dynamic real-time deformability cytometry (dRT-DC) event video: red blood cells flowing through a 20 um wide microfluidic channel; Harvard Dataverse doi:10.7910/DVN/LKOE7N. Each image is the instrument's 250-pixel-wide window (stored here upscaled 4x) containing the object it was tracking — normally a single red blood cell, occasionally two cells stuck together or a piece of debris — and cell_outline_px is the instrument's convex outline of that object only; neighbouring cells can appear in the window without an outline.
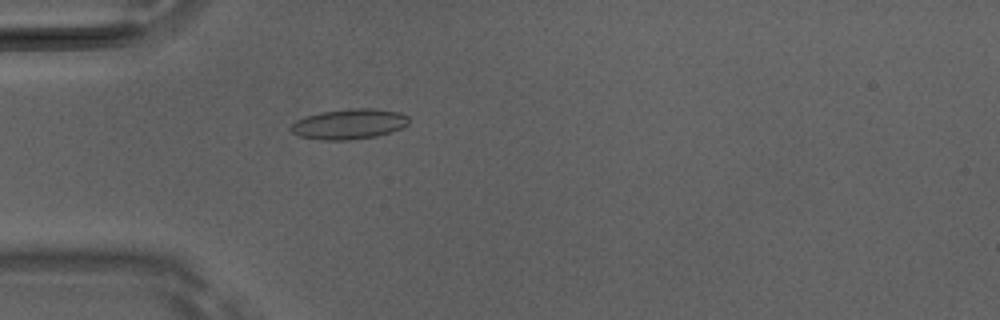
{"species": "Egyptian fruit bat (a non-hibernating species)", "species_latin": "Rousettus aegyptiacus", "temperature_condition": "room temperature", "stored_images_in_passage": 51, "camera_frame_rate_fps": 3000, "um_per_image_px": 0.085, "animal": {"sex": "male"}, "frame": {"image": 1, "passage_image": 16, "time_ms": 5.0, "image_size_px": [1000, 320], "cell_outline_px": [[408, 120], [400, 128], [388, 132], [372, 136], [304, 136], [296, 132], [292, 128], [292, 124], [308, 116], [324, 112], [396, 112], [404, 116]], "centroid_in_image_um": [29.69, 10.53], "position_along_channel_um": 55.3, "area_um2": 16.94}}
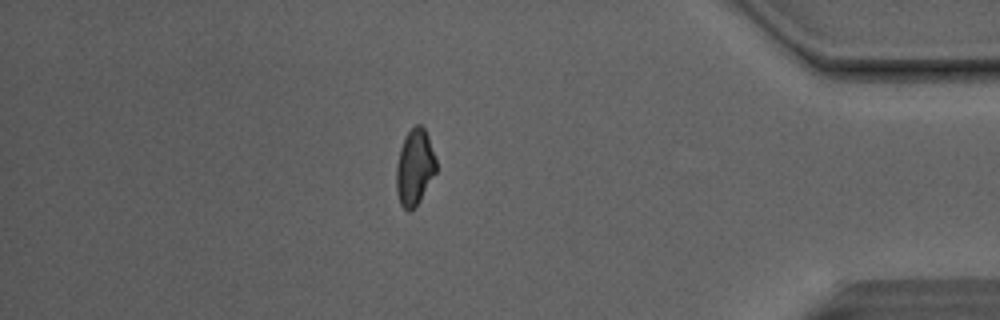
{"frame": {"image": 2, "passage_image": 44, "time_ms": 14.333, "image_size_px": [1000, 320], "cell_outline_px": [[436, 172], [416, 204], [412, 208], [404, 208], [400, 204], [396, 188], [396, 168], [400, 152], [404, 140], [408, 132], [416, 124], [420, 124], [424, 128], [436, 160]], "centroid_in_image_um": [35.24, 14.19], "position_along_channel_um": 400.0, "area_um2": 16.88}}
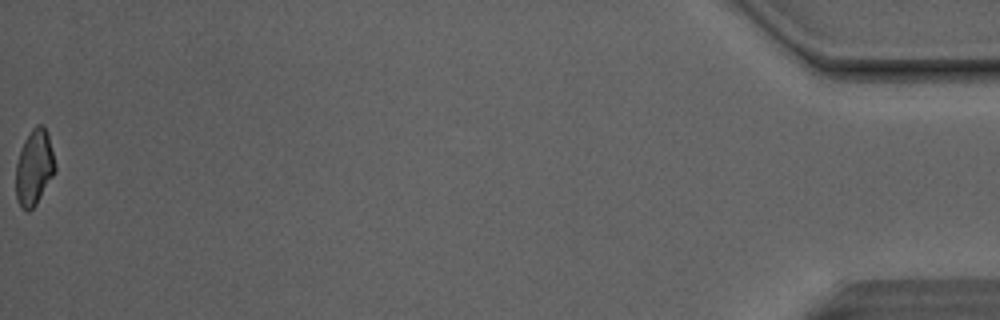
{"frame": {"image": 3, "passage_image": 51, "time_ms": 16.667, "image_size_px": [1000, 320], "cell_outline_px": [[56, 168], [52, 176], [36, 204], [32, 208], [24, 208], [20, 204], [16, 196], [16, 164], [20, 152], [32, 128], [40, 124], [44, 128], [48, 136]], "centroid_in_image_um": [2.9, 14.24], "position_along_channel_um": 432.3, "area_um2": 16.42}, "authors_computed_cell_mechanics": {"area_um2": 16.8776, "velocity_mm_per_s": 4.1671, "shape_relaxation_time_tau1_ms": 7.9802, "shape_relaxation_time_tau2_ms": 2.5695, "deformation_change_tau1": 0.185, "deformation_change_tau2": 0.0907}}